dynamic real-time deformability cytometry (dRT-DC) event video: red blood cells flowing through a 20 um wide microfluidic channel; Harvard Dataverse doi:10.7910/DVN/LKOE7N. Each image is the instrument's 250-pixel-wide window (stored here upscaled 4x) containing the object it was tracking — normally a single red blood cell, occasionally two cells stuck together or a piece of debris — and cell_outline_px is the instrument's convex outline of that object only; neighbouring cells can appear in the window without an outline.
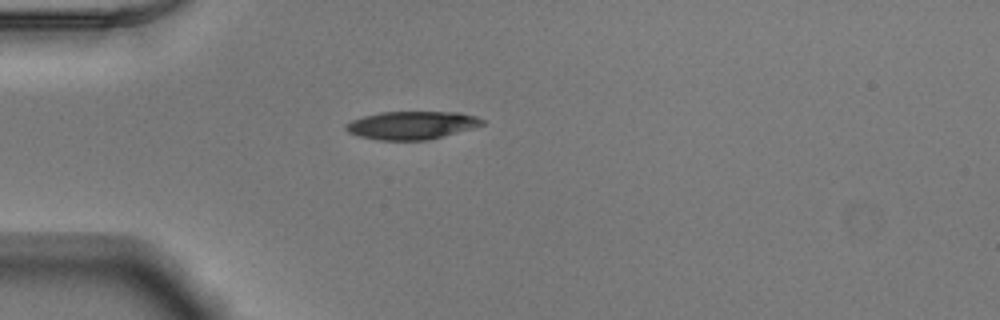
{"species": "Egyptian fruit bat (a non-hibernating species)", "species_latin": "Rousettus aegyptiacus", "temperature_condition": "warm", "stored_images_in_passage": 9, "camera_frame_rate_fps": 3000, "um_per_image_px": 0.085, "animal": {"sex": "male"}, "frame": {"image": 1, "passage_image": 1, "time_ms": 0.0, "image_size_px": [1000, 320], "cell_outline_px": [[484, 124], [472, 128], [444, 136], [428, 140], [380, 140], [360, 136], [348, 132], [344, 128], [344, 124], [352, 120], [364, 116], [380, 112], [460, 112], [476, 116], [484, 120]], "centroid_in_image_um": [34.99, 10.64], "position_along_channel_um": 50.0, "area_um2": 22.25}}
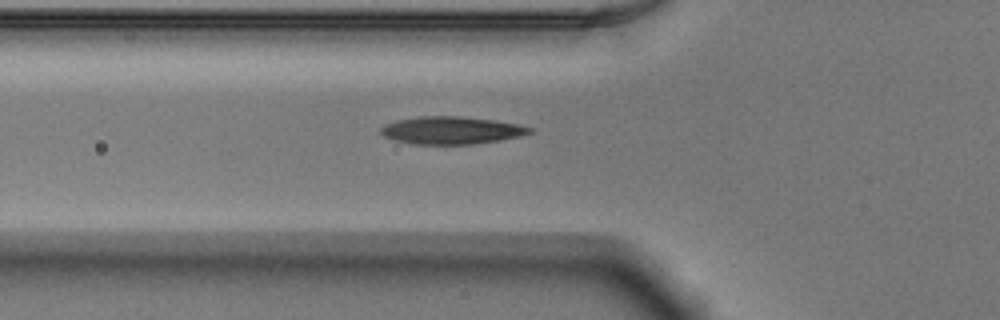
{"frame": {"image": 2, "passage_image": 5, "time_ms": 1.333, "image_size_px": [1000, 320], "cell_outline_px": [[532, 132], [520, 136], [500, 140], [472, 144], [412, 144], [396, 140], [384, 136], [380, 132], [380, 128], [388, 124], [400, 120], [420, 116], [460, 116], [496, 120], [516, 124], [532, 128]], "centroid_in_image_um": [38.39, 11.08], "position_along_channel_um": 87.4, "area_um2": 23.64}}
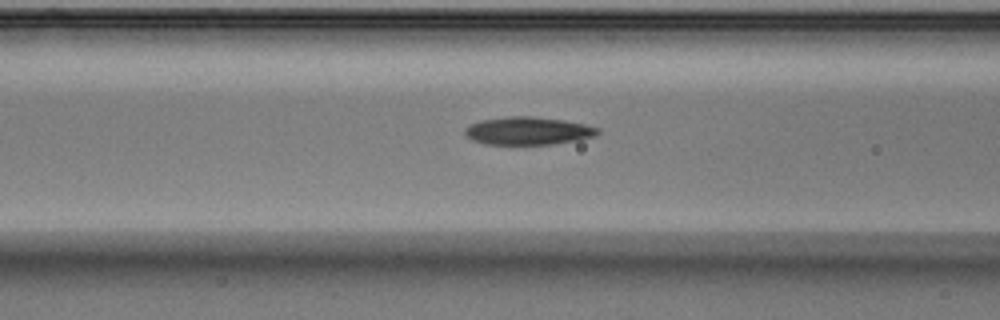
{"frame": {"image": 3, "passage_image": 7, "time_ms": 2.0, "image_size_px": [1000, 320], "cell_outline_px": [[600, 132], [596, 136], [580, 140], [552, 144], [484, 144], [472, 140], [464, 136], [464, 128], [468, 124], [480, 120], [512, 116], [532, 116], [564, 120], [584, 124], [600, 128]], "centroid_in_image_um": [44.87, 11.12], "position_along_channel_um": 121.7, "area_um2": 21.85}}